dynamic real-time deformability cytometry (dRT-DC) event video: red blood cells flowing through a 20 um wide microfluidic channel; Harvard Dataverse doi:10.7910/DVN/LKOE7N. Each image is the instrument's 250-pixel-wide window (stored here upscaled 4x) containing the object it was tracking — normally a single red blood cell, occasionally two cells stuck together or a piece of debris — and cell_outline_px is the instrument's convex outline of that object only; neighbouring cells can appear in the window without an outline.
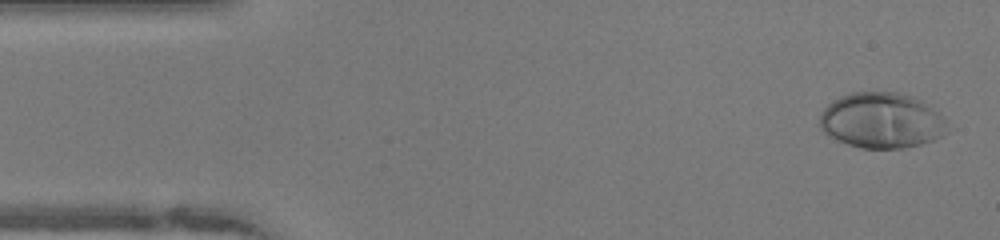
{"species": "human", "species_latin": "Homo sapiens", "temperature_condition": "warm", "stored_images_in_passage": 48, "camera_frame_rate_fps": 3000, "um_per_image_px": 0.085, "donor": {"sex": "female"}, "frame": {"image": 1, "passage_image": 2, "time_ms": 0.333, "image_size_px": [1000, 240], "cell_outline_px": [[948, 120], [944, 132], [940, 136], [932, 140], [920, 144], [904, 148], [860, 148], [848, 144], [828, 136], [820, 128], [820, 112], [832, 100], [840, 96], [852, 92], [896, 92], [912, 96], [920, 100], [940, 112]], "centroid_in_image_um": [74.92, 10.23], "position_along_channel_um": 10.1, "area_um2": 41.44}}
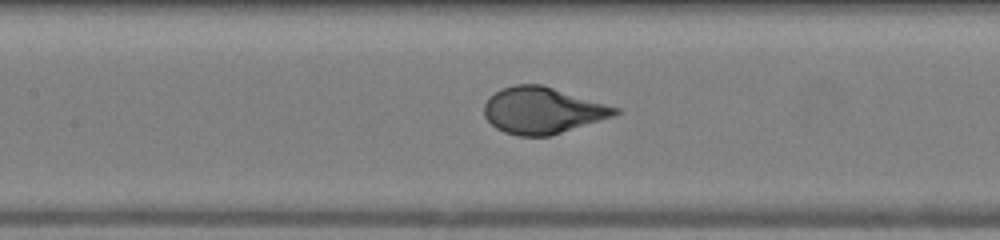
{"frame": {"image": 2, "passage_image": 21, "time_ms": 6.667, "image_size_px": [1000, 240], "cell_outline_px": [[620, 112], [616, 116], [548, 136], [520, 136], [504, 132], [496, 128], [484, 116], [484, 104], [488, 96], [500, 88], [516, 84], [540, 84], [620, 108]], "centroid_in_image_um": [46.09, 9.38], "position_along_channel_um": 161.3, "area_um2": 35.43}}
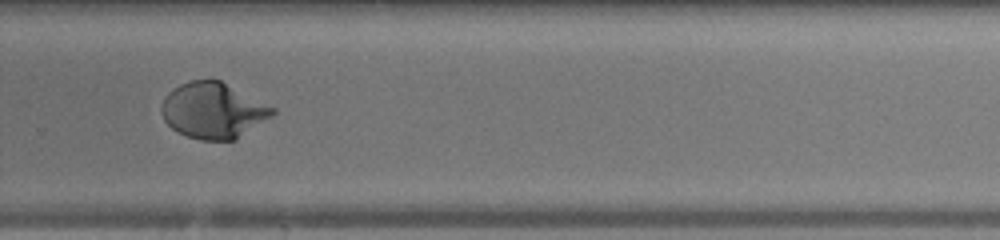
{"frame": {"image": 3, "passage_image": 32, "time_ms": 10.333, "image_size_px": [1000, 240], "cell_outline_px": [[276, 112], [272, 116], [236, 140], [200, 140], [188, 136], [172, 128], [164, 120], [160, 112], [160, 108], [164, 96], [168, 92], [180, 84], [192, 80], [220, 80], [276, 108]], "centroid_in_image_um": [18.12, 9.39], "position_along_channel_um": 311.7, "area_um2": 36.13}, "authors_computed_cell_mechanics": {"area_um2": 36.6163, "velocity_mm_per_s": 4.1168, "shape_relaxation_time_tau1_ms": 3.0489, "shape_relaxation_time_tau2_ms": null, "deformation_change_tau1": 0.2168, "deformation_change_tau2": null}}